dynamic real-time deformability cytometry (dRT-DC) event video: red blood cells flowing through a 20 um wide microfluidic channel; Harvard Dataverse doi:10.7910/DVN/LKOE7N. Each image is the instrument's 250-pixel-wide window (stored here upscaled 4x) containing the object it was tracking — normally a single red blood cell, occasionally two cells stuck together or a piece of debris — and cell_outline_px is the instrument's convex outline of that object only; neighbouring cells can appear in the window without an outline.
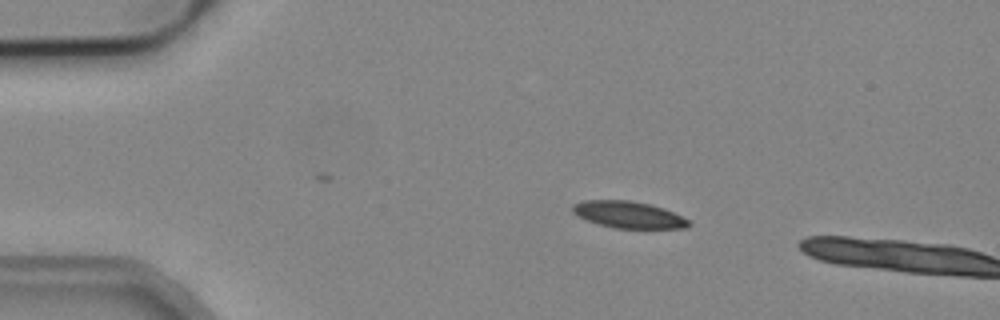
{"species": "common noctule bat (a hibernating species)", "species_latin": "Nyctalus noctula", "temperature_condition": "cold", "stored_images_in_passage": 5, "camera_frame_rate_fps": 3000, "um_per_image_px": 0.085, "animal": {"sex": "male", "body_mass_g": 19.2, "forearm_length_mm": 51.8}, "frame": {"image": 1, "passage_image": 1, "time_ms": 0.0, "image_size_px": [1000, 320], "cell_outline_px": [[692, 224], [688, 228], [616, 228], [600, 224], [576, 216], [572, 212], [572, 204], [584, 200], [632, 200], [652, 204], [664, 208], [692, 220]], "centroid_in_image_um": [53.47, 18.24], "position_along_channel_um": 31.5, "area_um2": 18.38}}